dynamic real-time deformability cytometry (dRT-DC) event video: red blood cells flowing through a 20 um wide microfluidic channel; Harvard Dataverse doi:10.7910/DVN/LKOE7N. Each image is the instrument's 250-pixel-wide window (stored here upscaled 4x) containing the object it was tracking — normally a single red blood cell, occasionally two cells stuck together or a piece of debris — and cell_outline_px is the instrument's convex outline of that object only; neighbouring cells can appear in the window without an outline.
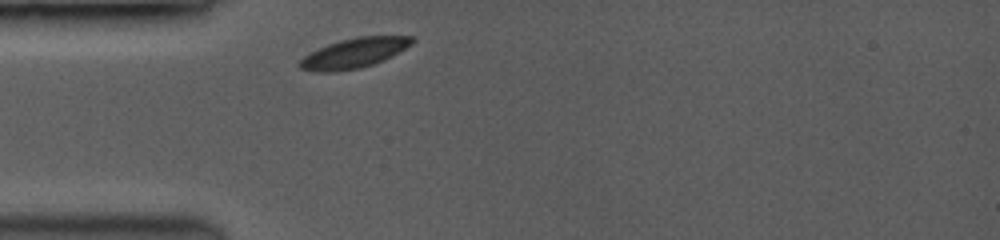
{"species": "common noctule bat (a hibernating species)", "species_latin": "Nyctalus noctula", "temperature_condition": "room temperature", "stored_images_in_passage": 3, "camera_frame_rate_fps": 3500, "um_per_image_px": 0.085, "animal": {"sex": "female", "body_mass_g": 19.0, "forearm_length_mm": 53.3}, "frame": {"image": 1, "passage_image": 1, "time_ms": 0.0, "image_size_px": [1000, 240], "cell_outline_px": [[416, 40], [412, 44], [372, 64], [360, 68], [328, 72], [312, 72], [300, 68], [300, 60], [304, 56], [328, 44], [340, 40], [356, 36], [416, 36]], "centroid_in_image_um": [30.08, 4.5], "position_along_channel_um": 54.9, "area_um2": 19.13}}
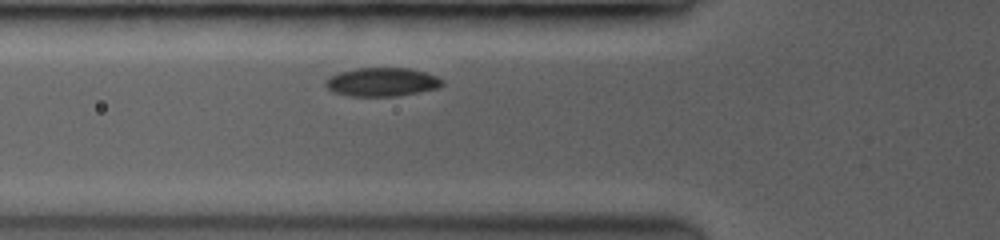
{"frame": {"image": 2, "passage_image": 3, "time_ms": 1.143, "image_size_px": [1000, 240], "cell_outline_px": [[444, 84], [436, 88], [416, 92], [392, 96], [352, 96], [336, 92], [328, 88], [324, 84], [324, 80], [328, 76], [340, 72], [356, 68], [408, 68], [424, 72], [436, 76], [444, 80]], "centroid_in_image_um": [32.44, 6.96], "position_along_channel_um": 93.4, "area_um2": 19.25}}